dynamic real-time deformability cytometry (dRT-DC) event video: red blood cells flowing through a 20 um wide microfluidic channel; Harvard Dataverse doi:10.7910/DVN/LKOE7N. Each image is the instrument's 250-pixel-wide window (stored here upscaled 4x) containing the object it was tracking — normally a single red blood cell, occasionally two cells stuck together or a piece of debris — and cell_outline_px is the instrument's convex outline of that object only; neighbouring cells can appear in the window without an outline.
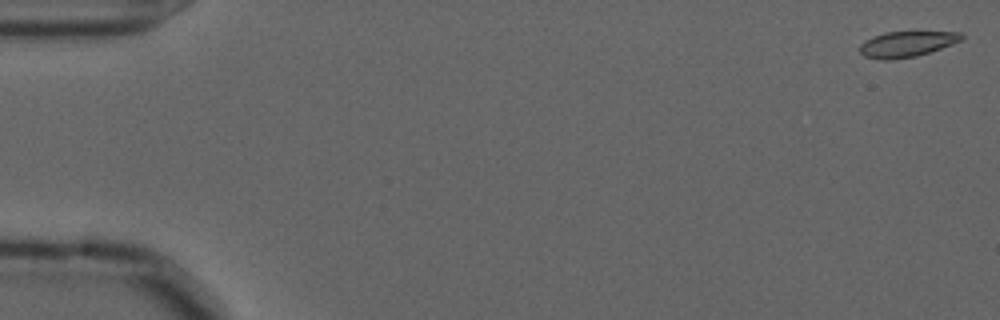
{"species": "common noctule bat (a hibernating species)", "species_latin": "Nyctalus noctula", "temperature_condition": "cold", "stored_images_in_passage": 14, "camera_frame_rate_fps": 3000, "um_per_image_px": 0.085, "animal": {"sex": "male", "forearm_length_mm": 52.5}, "frame": {"image": 1, "passage_image": 1, "time_ms": 0.0, "image_size_px": [1000, 320], "cell_outline_px": [[964, 40], [916, 56], [888, 60], [880, 60], [864, 56], [860, 52], [860, 44], [864, 40], [872, 36], [884, 32], [960, 32], [964, 36]], "centroid_in_image_um": [77.05, 3.74], "position_along_channel_um": 8.0, "area_um2": 15.2}}
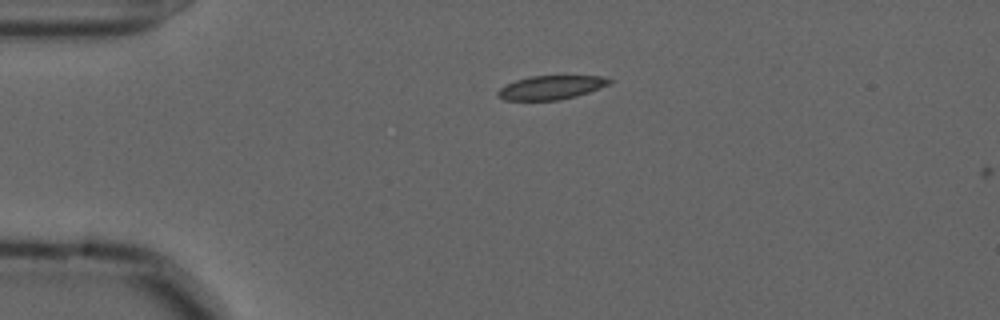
{"frame": {"image": 2, "passage_image": 13, "time_ms": 4.0, "image_size_px": [1000, 320], "cell_outline_px": [[612, 80], [608, 84], [600, 88], [576, 96], [560, 100], [504, 100], [496, 96], [496, 92], [500, 88], [516, 80], [532, 76], [604, 76]], "centroid_in_image_um": [46.82, 7.44], "position_along_channel_um": 38.2, "area_um2": 15.37}}